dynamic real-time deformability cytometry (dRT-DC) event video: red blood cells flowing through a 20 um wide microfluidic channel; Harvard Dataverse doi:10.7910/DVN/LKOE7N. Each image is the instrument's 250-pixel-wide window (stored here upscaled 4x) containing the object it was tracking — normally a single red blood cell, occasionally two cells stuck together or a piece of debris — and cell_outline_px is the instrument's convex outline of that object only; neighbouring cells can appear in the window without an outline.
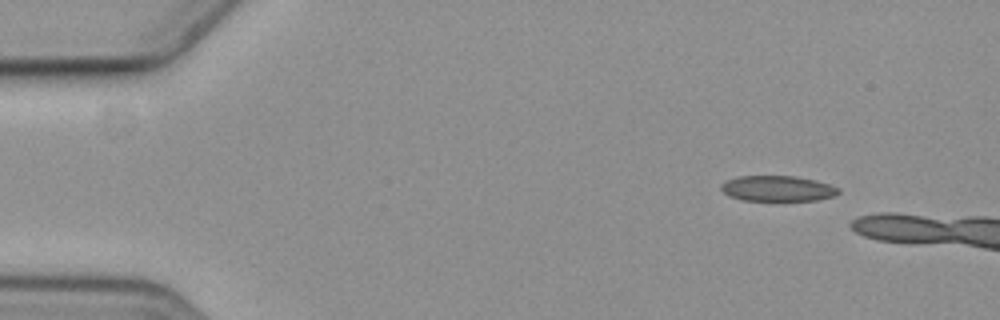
{"species": "common noctule bat (a hibernating species)", "species_latin": "Nyctalus noctula", "temperature_condition": "cold", "stored_images_in_passage": 4, "camera_frame_rate_fps": 3000, "um_per_image_px": 0.085, "animal": {"sex": "female", "body_mass_g": 19.3, "forearm_length_mm": 54.1}, "frame": {"image": 1, "passage_image": 1, "time_ms": 0.0, "image_size_px": [1000, 320], "cell_outline_px": [[840, 192], [832, 196], [816, 200], [744, 200], [728, 196], [720, 188], [720, 184], [724, 180], [736, 176], [796, 176], [816, 180], [840, 188]], "centroid_in_image_um": [66.05, 16.01], "position_along_channel_um": 19.0, "area_um2": 17.51}}